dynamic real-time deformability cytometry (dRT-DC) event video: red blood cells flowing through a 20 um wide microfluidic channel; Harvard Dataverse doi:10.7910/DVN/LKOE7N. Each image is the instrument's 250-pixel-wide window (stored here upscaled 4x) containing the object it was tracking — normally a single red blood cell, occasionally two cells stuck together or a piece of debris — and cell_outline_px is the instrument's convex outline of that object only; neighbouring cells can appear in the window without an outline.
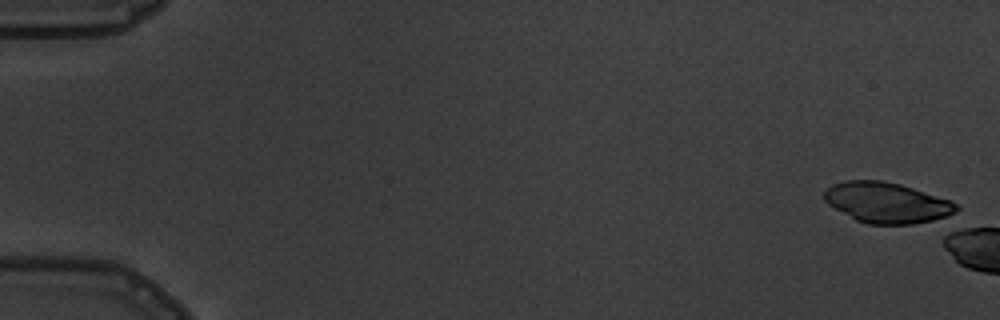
{"species": "common noctule bat (a hibernating species)", "species_latin": "Nyctalus noctula", "temperature_condition": "warm", "stored_images_in_passage": 1, "camera_frame_rate_fps": 3000, "um_per_image_px": 0.085, "animal": {"sex": "male", "body_mass_g": 19.5, "forearm_length_mm": 54.6}, "frame": {"image": 1, "passage_image": 1, "time_ms": 0.0, "image_size_px": [1000, 320], "cell_outline_px": [[960, 208], [948, 220], [912, 224], [868, 224], [856, 220], [828, 204], [824, 200], [824, 192], [832, 184], [844, 180], [884, 180], [900, 184], [952, 200]], "centroid_in_image_um": [75.47, 17.24], "position_along_channel_um": 9.5, "area_um2": 31.85}}